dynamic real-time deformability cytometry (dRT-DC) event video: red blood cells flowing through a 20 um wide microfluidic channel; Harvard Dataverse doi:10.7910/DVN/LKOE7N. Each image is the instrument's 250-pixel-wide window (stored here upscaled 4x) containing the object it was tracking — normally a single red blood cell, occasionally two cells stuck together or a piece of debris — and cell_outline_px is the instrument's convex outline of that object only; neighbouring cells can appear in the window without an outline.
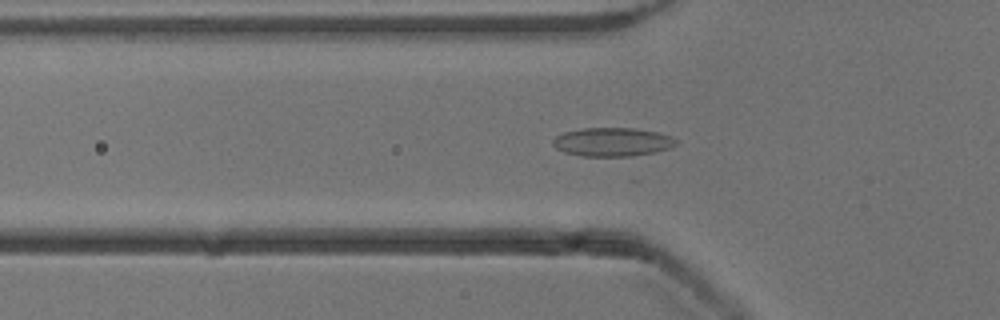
{"species": "common noctule bat (a hibernating species)", "species_latin": "Nyctalus noctula", "temperature_condition": "cold", "stored_images_in_passage": 27, "camera_frame_rate_fps": 3000, "um_per_image_px": 0.085, "animal": {"sex": "male", "body_mass_g": 13.3}, "frame": {"image": 1, "passage_image": 18, "time_ms": 5.667, "image_size_px": [1000, 320], "cell_outline_px": [[676, 144], [672, 148], [656, 152], [632, 156], [580, 156], [564, 152], [556, 148], [552, 144], [552, 140], [556, 136], [564, 132], [584, 128], [632, 128], [656, 132], [672, 136], [676, 140]], "centroid_in_image_um": [52.05, 12.07], "position_along_channel_um": 73.7, "area_um2": 20.63}}
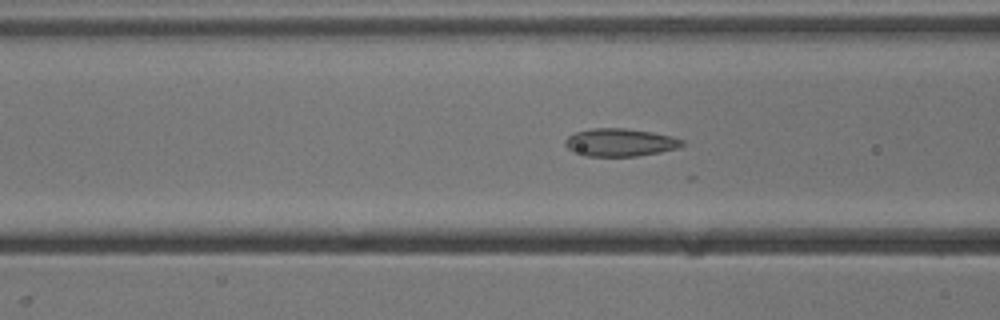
{"frame": {"image": 2, "passage_image": 21, "time_ms": 6.667, "image_size_px": [1000, 320], "cell_outline_px": [[684, 144], [676, 148], [660, 152], [636, 156], [584, 156], [572, 152], [564, 144], [564, 140], [568, 136], [576, 132], [592, 128], [624, 128], [652, 132], [672, 136], [684, 140]], "centroid_in_image_um": [52.67, 12.1], "position_along_channel_um": 113.9, "area_um2": 19.02}}
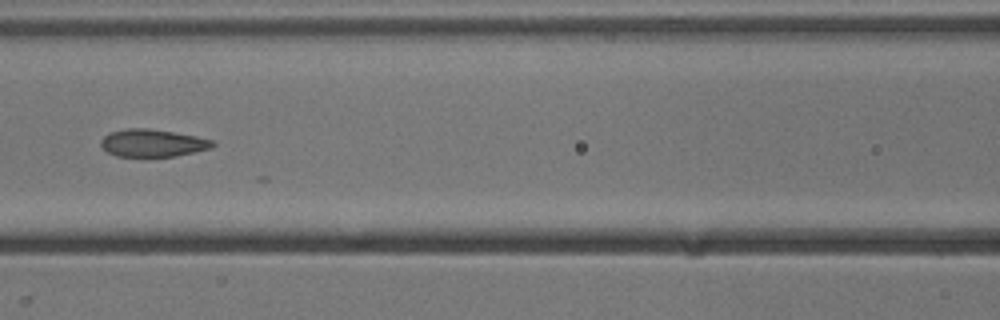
{"frame": {"image": 3, "passage_image": 24, "time_ms": 7.667, "image_size_px": [1000, 320], "cell_outline_px": [[216, 144], [212, 148], [176, 156], [116, 156], [108, 152], [100, 144], [100, 140], [108, 132], [124, 128], [148, 128], [196, 136], [216, 140]], "centroid_in_image_um": [12.99, 12.14], "position_along_channel_um": 153.6, "area_um2": 18.03}}